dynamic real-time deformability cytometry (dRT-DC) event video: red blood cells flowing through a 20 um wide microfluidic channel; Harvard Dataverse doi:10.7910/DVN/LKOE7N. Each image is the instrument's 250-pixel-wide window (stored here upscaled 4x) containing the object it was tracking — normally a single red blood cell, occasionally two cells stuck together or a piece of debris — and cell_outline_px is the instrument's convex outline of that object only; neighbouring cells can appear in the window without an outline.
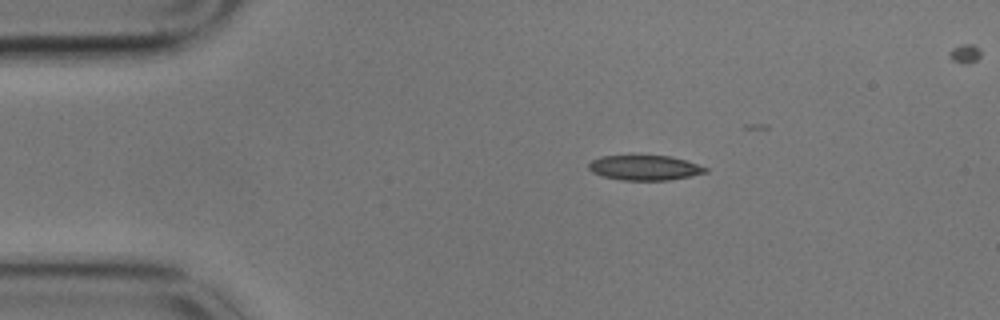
{"species": "common noctule bat (a hibernating species)", "species_latin": "Nyctalus noctula", "temperature_condition": "cold", "stored_images_in_passage": 22, "camera_frame_rate_fps": 3000, "um_per_image_px": 0.085, "animal": {"sex": "male", "body_mass_g": 17.9}, "frame": {"image": 1, "passage_image": 10, "time_ms": 3.0, "image_size_px": [1000, 320], "cell_outline_px": [[708, 172], [692, 176], [668, 180], [620, 180], [604, 176], [592, 172], [588, 168], [588, 164], [592, 160], [600, 156], [672, 156], [708, 168]], "centroid_in_image_um": [54.8, 14.26], "position_along_channel_um": 30.2, "area_um2": 16.88}}